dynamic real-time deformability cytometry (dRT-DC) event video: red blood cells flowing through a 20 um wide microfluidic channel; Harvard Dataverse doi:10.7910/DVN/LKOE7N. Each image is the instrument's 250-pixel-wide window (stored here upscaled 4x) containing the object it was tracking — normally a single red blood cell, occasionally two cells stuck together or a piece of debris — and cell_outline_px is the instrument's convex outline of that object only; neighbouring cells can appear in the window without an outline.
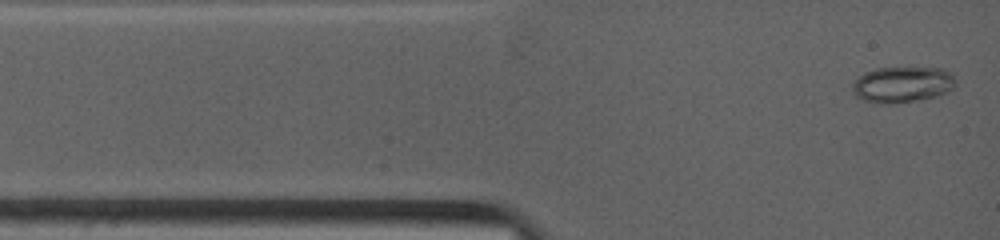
{"species": "common noctule bat (a hibernating species)", "species_latin": "Nyctalus noctula", "temperature_condition": "warm", "stored_images_in_passage": 50, "camera_frame_rate_fps": 4500, "um_per_image_px": 0.085, "animal": {"sex": "female", "body_mass_g": 19.0, "forearm_length_mm": 53.3}, "frame": {"image": 1, "passage_image": 2, "time_ms": 0.222, "image_size_px": [1000, 240], "cell_outline_px": [[956, 84], [948, 92], [936, 96], [888, 104], [864, 100], [856, 96], [852, 92], [852, 80], [864, 72], [876, 68], [944, 68], [952, 72], [956, 80]], "centroid_in_image_um": [76.69, 7.16], "position_along_channel_um": 8.3, "area_um2": 21.68}}
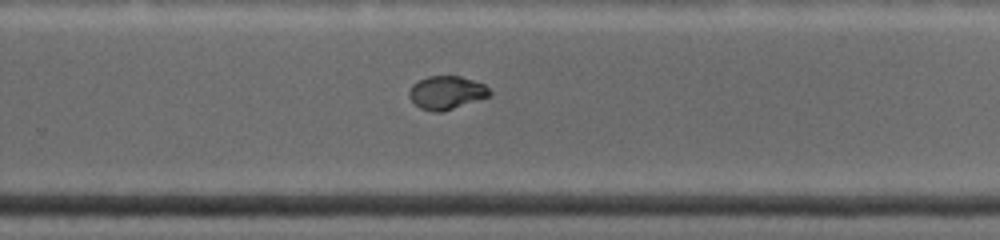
{"frame": {"image": 2, "passage_image": 26, "time_ms": 8.444, "image_size_px": [1000, 240], "cell_outline_px": [[492, 96], [440, 112], [432, 112], [420, 108], [408, 96], [408, 92], [412, 84], [428, 76], [460, 76], [484, 84], [492, 92]], "centroid_in_image_um": [37.96, 7.87], "position_along_channel_um": 291.8, "area_um2": 15.61}}
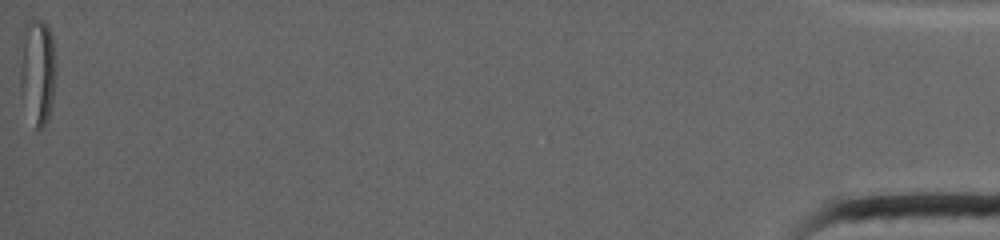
{"frame": {"image": 3, "passage_image": 50, "time_ms": 16.444, "image_size_px": [1000, 240], "cell_outline_px": [[56, 76], [52, 104], [48, 120], [44, 128], [36, 128], [20, 96], [20, 32], [24, 24], [32, 20], [44, 20], [52, 36], [56, 60]], "centroid_in_image_um": [3.18, 6.02], "position_along_channel_um": 432.0, "area_um2": 22.95}}